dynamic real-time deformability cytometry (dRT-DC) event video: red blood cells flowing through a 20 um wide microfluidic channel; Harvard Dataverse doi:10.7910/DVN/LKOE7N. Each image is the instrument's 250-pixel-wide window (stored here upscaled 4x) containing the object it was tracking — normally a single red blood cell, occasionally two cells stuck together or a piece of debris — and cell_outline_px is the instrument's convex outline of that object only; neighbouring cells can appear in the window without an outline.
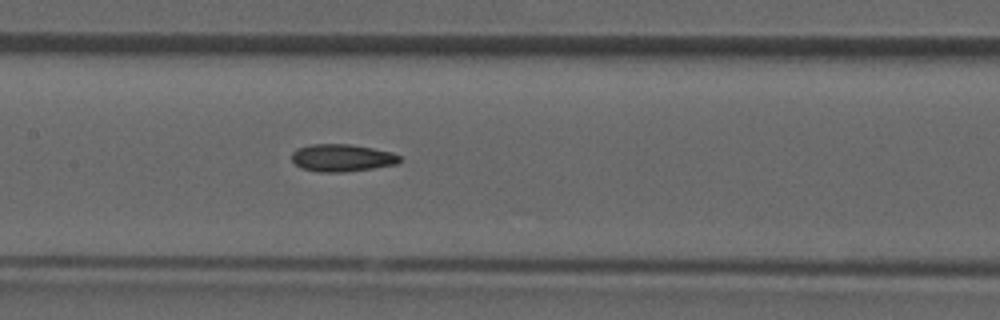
{"species": "common noctule bat (a hibernating species)", "species_latin": "Nyctalus noctula", "temperature_condition": "room temperature", "stored_images_in_passage": 35, "camera_frame_rate_fps": 3000, "um_per_image_px": 0.085, "animal": {"sex": "male", "forearm_length_mm": 52.5}, "frame": {"image": 1, "passage_image": 16, "time_ms": 5.0, "image_size_px": [1000, 320], "cell_outline_px": [[404, 160], [396, 164], [372, 168], [344, 172], [320, 172], [300, 168], [292, 160], [292, 152], [296, 148], [312, 144], [348, 144], [372, 148], [392, 152], [400, 156]], "centroid_in_image_um": [29.07, 13.41], "position_along_channel_um": 178.3, "area_um2": 17.28}}